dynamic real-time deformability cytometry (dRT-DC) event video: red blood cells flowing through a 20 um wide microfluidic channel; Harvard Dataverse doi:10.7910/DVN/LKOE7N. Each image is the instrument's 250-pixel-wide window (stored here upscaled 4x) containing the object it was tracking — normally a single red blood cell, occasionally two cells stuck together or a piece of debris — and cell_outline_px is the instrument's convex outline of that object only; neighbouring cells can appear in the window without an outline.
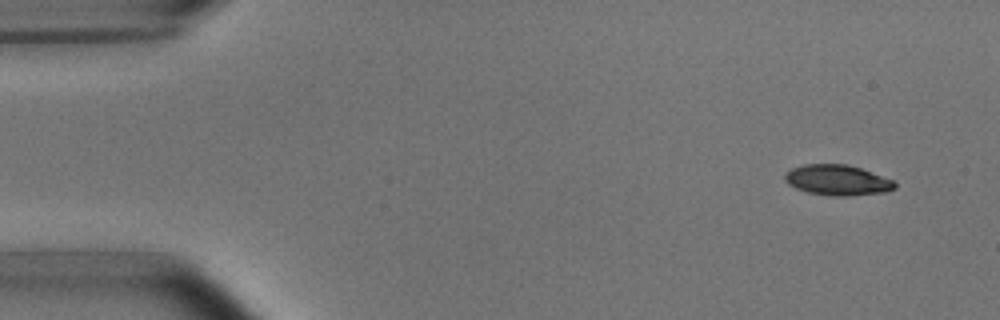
{"species": "common noctule bat (a hibernating species)", "species_latin": "Nyctalus noctula", "temperature_condition": "room temperature", "stored_images_in_passage": 4, "camera_frame_rate_fps": 3000, "um_per_image_px": 0.085, "animal": {"sex": "male", "body_mass_g": 15.6}, "frame": {"image": 1, "passage_image": 1, "time_ms": 0.0, "image_size_px": [1000, 320], "cell_outline_px": [[896, 188], [888, 192], [848, 196], [832, 196], [808, 192], [796, 188], [788, 184], [784, 180], [784, 176], [792, 168], [804, 164], [848, 164], [860, 168], [892, 180], [896, 184]], "centroid_in_image_um": [71.18, 15.32], "position_along_channel_um": 13.8, "area_um2": 19.48}}
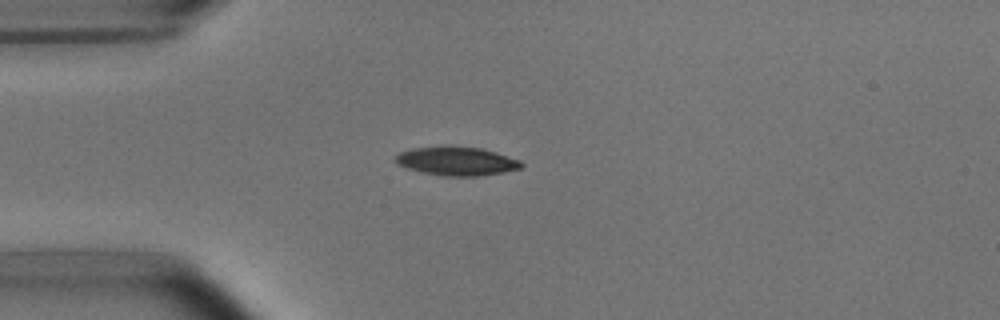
{"frame": {"image": 2, "passage_image": 4, "time_ms": 3.333, "image_size_px": [1000, 320], "cell_outline_px": [[524, 164], [520, 168], [504, 172], [476, 176], [448, 176], [424, 172], [408, 168], [400, 164], [396, 160], [396, 156], [400, 152], [412, 148], [448, 144], [452, 144], [480, 148], [496, 152], [520, 160]], "centroid_in_image_um": [38.84, 13.66], "position_along_channel_um": 46.2, "area_um2": 21.15}}